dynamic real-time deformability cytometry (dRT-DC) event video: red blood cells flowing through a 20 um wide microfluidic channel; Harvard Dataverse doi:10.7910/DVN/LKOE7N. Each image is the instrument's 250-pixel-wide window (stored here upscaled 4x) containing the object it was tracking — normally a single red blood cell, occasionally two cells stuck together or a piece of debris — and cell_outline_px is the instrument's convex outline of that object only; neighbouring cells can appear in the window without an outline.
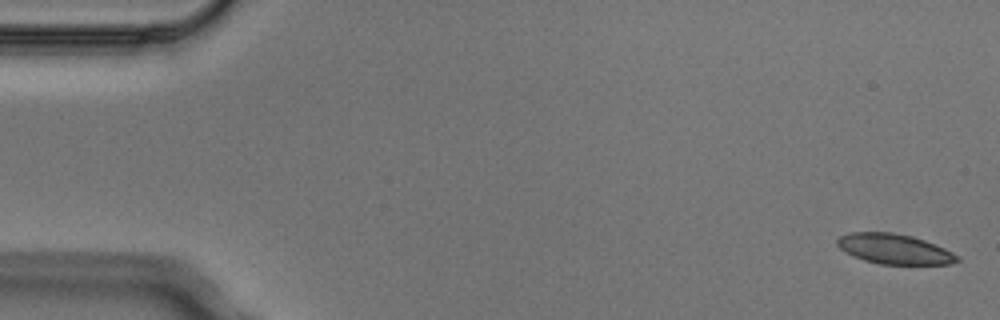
{"species": "Egyptian fruit bat (a non-hibernating species)", "species_latin": "Rousettus aegyptiacus", "temperature_condition": "cold", "stored_images_in_passage": 5, "camera_frame_rate_fps": 3000, "um_per_image_px": 0.085, "animal": {"sex": "male"}, "frame": {"image": 1, "passage_image": 1, "time_ms": 0.0, "image_size_px": [1000, 320], "cell_outline_px": [[960, 260], [948, 264], [880, 264], [864, 260], [852, 256], [840, 248], [836, 244], [836, 240], [840, 236], [848, 232], [892, 232], [912, 236], [924, 240], [944, 248], [960, 256]], "centroid_in_image_um": [76.0, 21.16], "position_along_channel_um": 9.0, "area_um2": 21.04}}
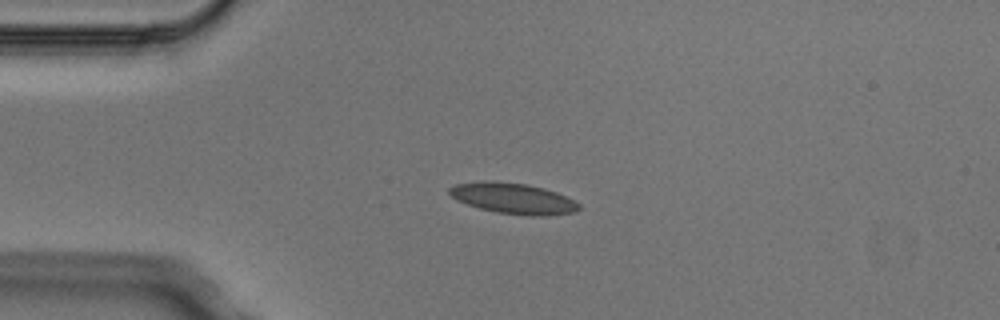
{"frame": {"image": 2, "passage_image": 4, "time_ms": 1.0, "image_size_px": [1000, 320], "cell_outline_px": [[580, 208], [572, 212], [540, 216], [532, 216], [496, 212], [480, 208], [456, 200], [448, 192], [448, 188], [456, 184], [484, 180], [492, 180], [524, 184], [544, 188], [556, 192], [580, 204]], "centroid_in_image_um": [43.57, 16.85], "position_along_channel_um": 41.4, "area_um2": 23.0}}